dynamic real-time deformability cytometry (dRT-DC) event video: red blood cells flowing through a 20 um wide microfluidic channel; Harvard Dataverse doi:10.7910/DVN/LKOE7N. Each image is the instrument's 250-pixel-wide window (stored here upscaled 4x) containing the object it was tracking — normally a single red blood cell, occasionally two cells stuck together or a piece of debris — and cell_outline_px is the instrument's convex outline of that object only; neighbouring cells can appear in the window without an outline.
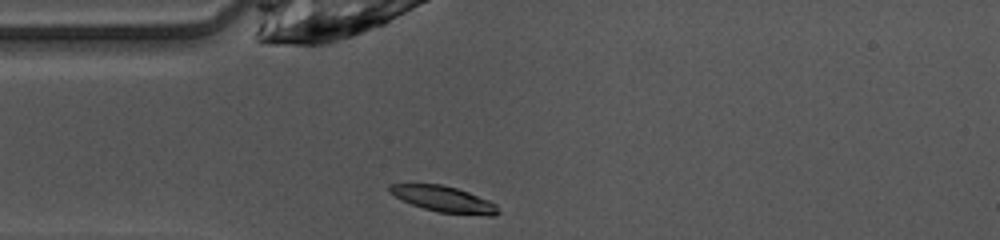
{"species": "common noctule bat (a hibernating species)", "species_latin": "Nyctalus noctula", "temperature_condition": "warm", "stored_images_in_passage": 37, "camera_frame_rate_fps": 3000, "um_per_image_px": 0.085, "animal": {"sex": "female", "body_mass_g": 10.0, "forearm_length_mm": 53.1}, "frame": {"image": 1, "passage_image": 1, "time_ms": 0.0, "image_size_px": [1000, 240], "cell_outline_px": [[500, 212], [492, 216], [488, 216], [440, 212], [424, 208], [412, 204], [388, 192], [388, 184], [440, 184], [456, 188], [468, 192], [488, 200], [496, 204]], "centroid_in_image_um": [37.74, 16.93], "position_along_channel_um": 47.3, "area_um2": 16.18}}
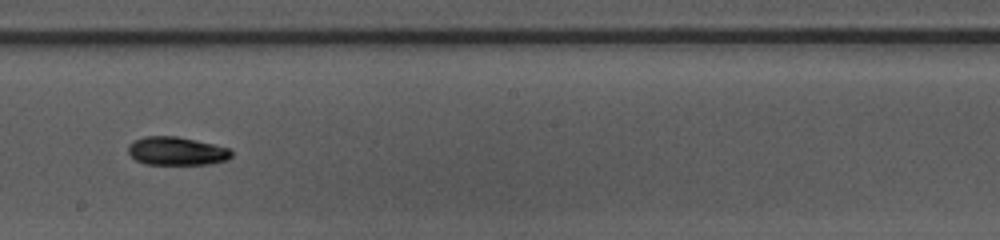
{"frame": {"image": 2, "passage_image": 15, "time_ms": 4.667, "image_size_px": [1000, 240], "cell_outline_px": [[232, 156], [228, 160], [208, 164], [144, 164], [136, 160], [128, 152], [128, 144], [132, 140], [144, 136], [176, 136], [196, 140], [228, 148], [232, 152]], "centroid_in_image_um": [14.98, 12.83], "position_along_channel_um": 233.2, "area_um2": 17.11}}
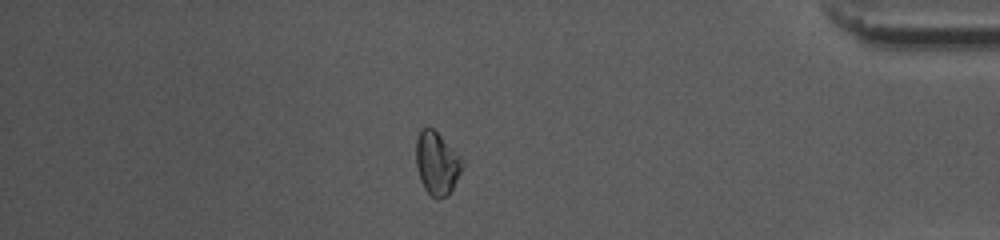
{"frame": {"image": 3, "passage_image": 30, "time_ms": 9.667, "image_size_px": [1000, 240], "cell_outline_px": [[464, 164], [448, 196], [436, 200], [424, 188], [420, 180], [416, 168], [416, 140], [420, 128], [432, 128], [460, 156]], "centroid_in_image_um": [37.11, 13.9], "position_along_channel_um": 398.1, "area_um2": 16.82}, "authors_computed_cell_mechanics": {"area_um2": 17.1088, "velocity_mm_per_s": 4.104, "shape_relaxation_time_tau1_ms": 2.6101, "shape_relaxation_time_tau2_ms": null, "deformation_change_tau1": 0.0998, "deformation_change_tau2": null}}